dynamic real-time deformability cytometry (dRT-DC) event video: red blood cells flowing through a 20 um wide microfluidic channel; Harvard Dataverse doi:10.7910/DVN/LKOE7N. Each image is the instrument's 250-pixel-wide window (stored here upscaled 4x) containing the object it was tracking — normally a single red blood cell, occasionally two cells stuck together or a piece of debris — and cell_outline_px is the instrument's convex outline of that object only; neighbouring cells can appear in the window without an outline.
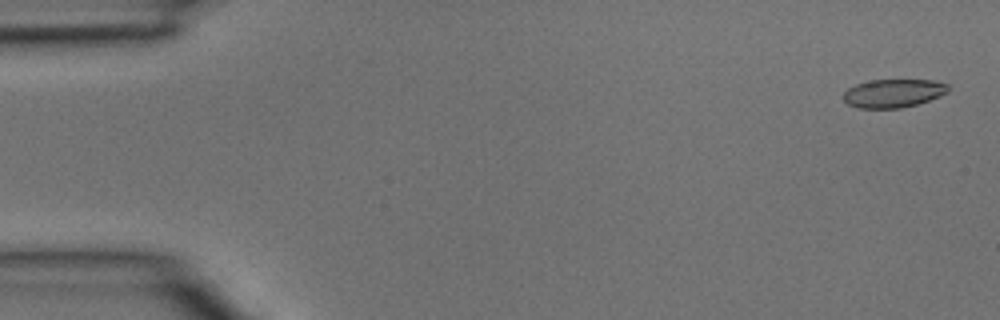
{"species": "common noctule bat (a hibernating species)", "species_latin": "Nyctalus noctula", "temperature_condition": "room temperature", "stored_images_in_passage": 6, "camera_frame_rate_fps": 3000, "um_per_image_px": 0.085, "animal": {"sex": "male", "body_mass_g": 15.6}, "frame": {"image": 1, "passage_image": 1, "time_ms": 0.0, "image_size_px": [1000, 320], "cell_outline_px": [[948, 92], [940, 96], [916, 104], [900, 108], [856, 108], [848, 104], [844, 100], [844, 92], [848, 88], [856, 84], [872, 80], [932, 80], [948, 84]], "centroid_in_image_um": [75.92, 7.93], "position_along_channel_um": 9.1, "area_um2": 17.22}}
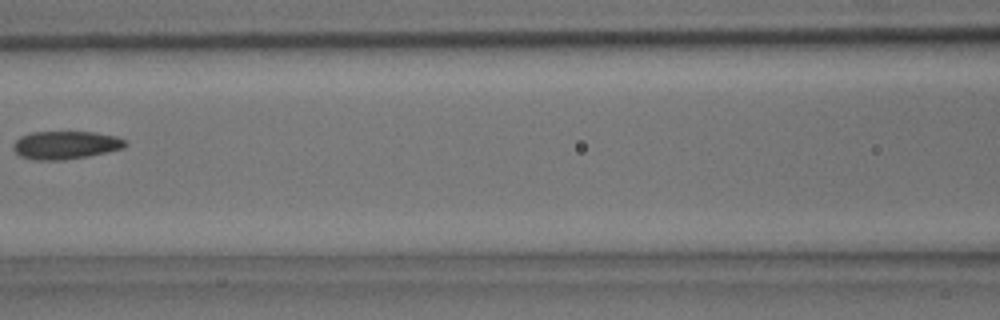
{"frame": {"image": 2, "passage_image": 6, "time_ms": 1.667, "image_size_px": [1000, 320], "cell_outline_px": [[128, 144], [124, 148], [108, 152], [88, 156], [64, 160], [36, 160], [20, 156], [12, 148], [12, 144], [20, 136], [32, 132], [96, 132], [116, 136], [124, 140]], "centroid_in_image_um": [5.57, 12.33], "position_along_channel_um": 161.0, "area_um2": 18.44}}